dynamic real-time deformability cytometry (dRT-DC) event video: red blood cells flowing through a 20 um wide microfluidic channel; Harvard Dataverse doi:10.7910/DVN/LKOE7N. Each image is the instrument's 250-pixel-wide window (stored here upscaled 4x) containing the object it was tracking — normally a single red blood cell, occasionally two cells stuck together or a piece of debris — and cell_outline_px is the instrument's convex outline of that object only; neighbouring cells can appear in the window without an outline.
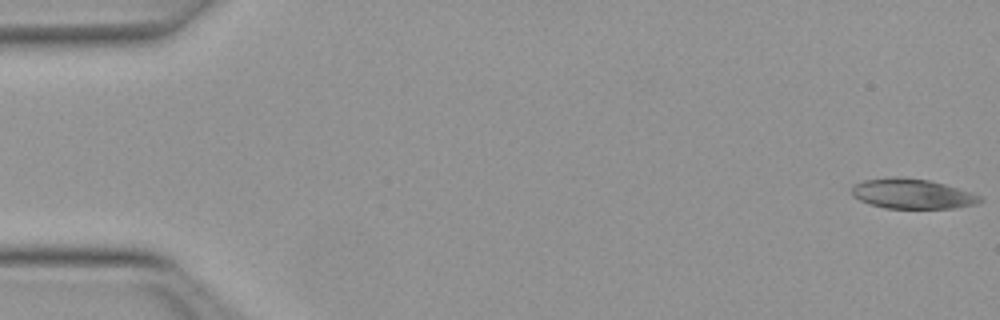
{"species": "Egyptian fruit bat (a non-hibernating species)", "species_latin": "Rousettus aegyptiacus", "temperature_condition": "warm", "stored_images_in_passage": 50, "camera_frame_rate_fps": 3000, "um_per_image_px": 0.085, "animal": {"sex": "female"}, "frame": {"image": 1, "passage_image": 1, "time_ms": 0.0, "image_size_px": [1000, 320], "cell_outline_px": [[984, 200], [976, 204], [956, 208], [884, 208], [868, 204], [852, 196], [852, 184], [864, 180], [892, 176], [896, 176], [928, 180], [944, 184], [980, 196]], "centroid_in_image_um": [77.48, 16.47], "position_along_channel_um": 7.5, "area_um2": 22.37}}
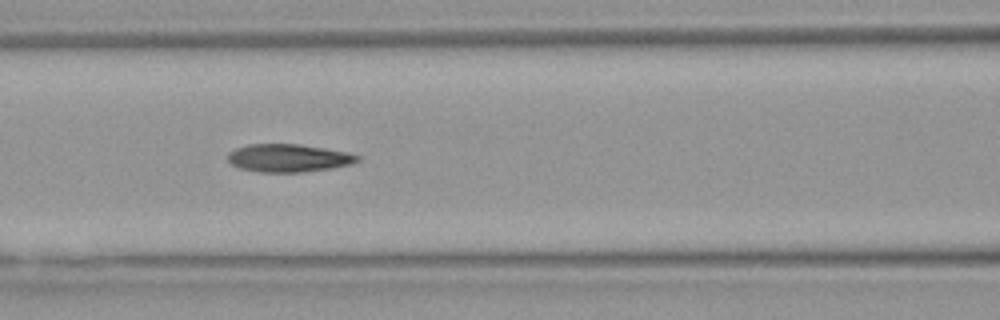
{"frame": {"image": 2, "passage_image": 22, "time_ms": 7.0, "image_size_px": [1000, 320], "cell_outline_px": [[360, 160], [352, 164], [332, 168], [300, 172], [260, 172], [240, 168], [232, 164], [228, 160], [228, 152], [236, 148], [248, 144], [300, 144], [348, 152], [360, 156]], "centroid_in_image_um": [24.54, 13.43], "position_along_channel_um": 142.1, "area_um2": 21.1}}
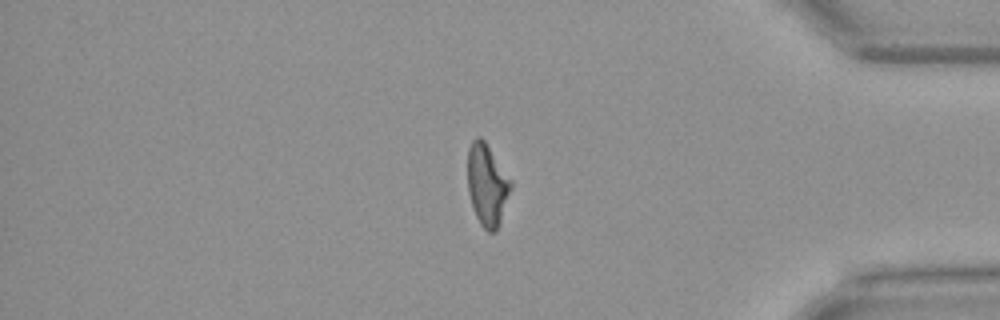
{"frame": {"image": 3, "passage_image": 43, "time_ms": 14.0, "image_size_px": [1000, 320], "cell_outline_px": [[512, 188], [496, 232], [488, 232], [480, 224], [472, 208], [468, 192], [468, 148], [472, 140], [476, 136], [480, 136], [484, 140], [512, 180]], "centroid_in_image_um": [41.4, 15.71], "position_along_channel_um": 393.8, "area_um2": 20.69}, "authors_computed_cell_mechanics": {"area_um2": 21.7328, "velocity_mm_per_s": 4.014, "shape_relaxation_time_tau1_ms": 10.0177, "shape_relaxation_time_tau2_ms": 2.7212, "deformation_change_tau1": 0.2639, "deformation_change_tau2": 0.126}}